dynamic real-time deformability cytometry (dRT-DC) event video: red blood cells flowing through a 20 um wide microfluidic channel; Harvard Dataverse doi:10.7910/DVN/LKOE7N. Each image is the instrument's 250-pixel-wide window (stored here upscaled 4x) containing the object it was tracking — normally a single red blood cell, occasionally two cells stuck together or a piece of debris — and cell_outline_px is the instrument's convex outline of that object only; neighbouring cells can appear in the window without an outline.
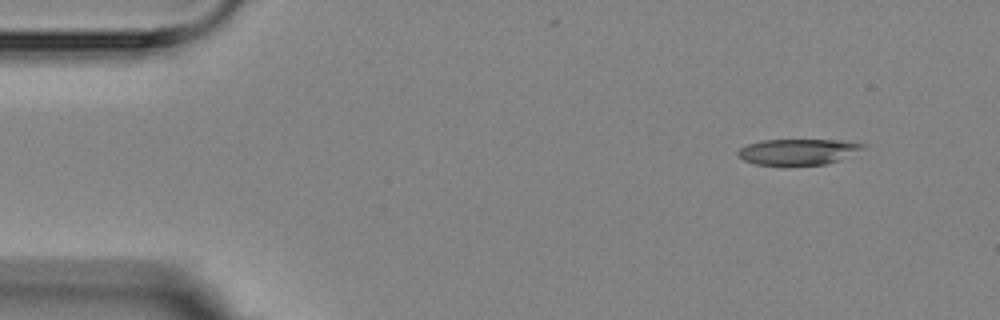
{"species": "Egyptian fruit bat (a non-hibernating species)", "species_latin": "Rousettus aegyptiacus", "temperature_condition": "room temperature", "stored_images_in_passage": 4, "segment_of_instrument_passage": [1, 2], "camera_frame_rate_fps": 3000, "um_per_image_px": 0.085, "animal": {"sex": "female"}, "frame": {"image": 1, "passage_image": 1, "time_ms": 0.0, "image_size_px": [1000, 320], "cell_outline_px": [[872, 144], [840, 160], [824, 164], [756, 164], [744, 160], [736, 152], [740, 148], [748, 144], [760, 140], [840, 140]], "centroid_in_image_um": [67.89, 12.87], "position_along_channel_um": 17.1, "area_um2": 18.67}}
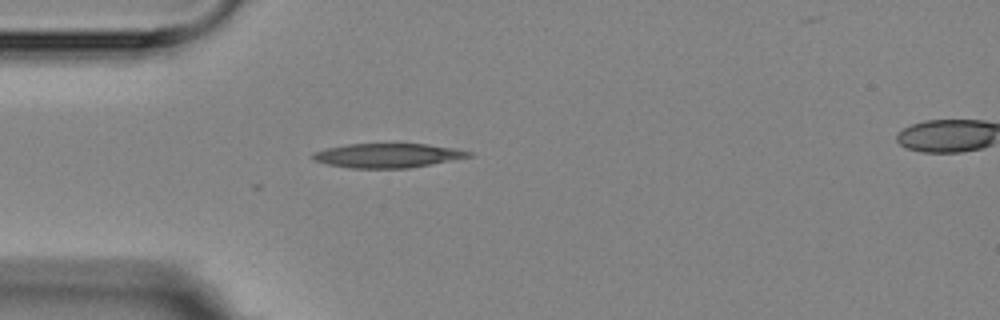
{"frame": {"image": 2, "passage_image": 3, "time_ms": 3.333, "image_size_px": [1000, 320], "cell_outline_px": [[472, 156], [408, 168], [348, 168], [328, 164], [316, 160], [312, 156], [312, 152], [328, 148], [348, 144], [428, 144], [456, 148], [472, 152]], "centroid_in_image_um": [32.96, 13.21], "position_along_channel_um": 52.0, "area_um2": 21.79}}